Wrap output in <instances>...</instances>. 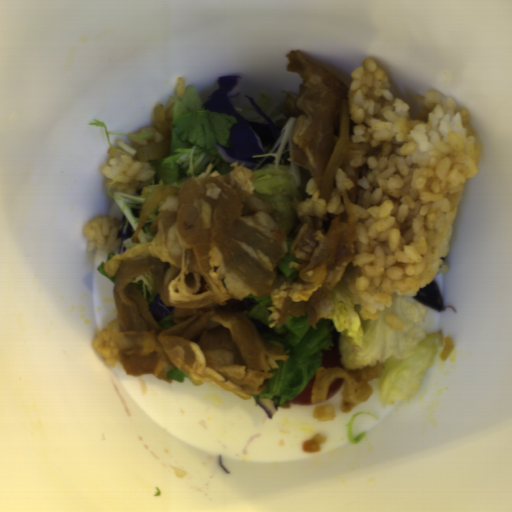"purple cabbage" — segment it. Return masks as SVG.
I'll return each mask as SVG.
<instances>
[{
  "label": "purple cabbage",
  "mask_w": 512,
  "mask_h": 512,
  "mask_svg": "<svg viewBox=\"0 0 512 512\" xmlns=\"http://www.w3.org/2000/svg\"><path fill=\"white\" fill-rule=\"evenodd\" d=\"M217 82L218 89L211 92L202 108L230 115L236 119V122L229 129V146L216 143L215 148L220 158L230 165L237 162L238 165L249 169L274 162V156H253L266 153L265 148H273L281 135L277 125L248 94L245 97L248 98L255 110L268 124L250 121L238 114L232 98L237 97L242 90L243 83L239 75L221 76Z\"/></svg>",
  "instance_id": "c1f60e8f"
},
{
  "label": "purple cabbage",
  "mask_w": 512,
  "mask_h": 512,
  "mask_svg": "<svg viewBox=\"0 0 512 512\" xmlns=\"http://www.w3.org/2000/svg\"><path fill=\"white\" fill-rule=\"evenodd\" d=\"M413 298L428 308L443 312L446 308L436 281L432 279L425 287L412 294Z\"/></svg>",
  "instance_id": "ea28d5fd"
},
{
  "label": "purple cabbage",
  "mask_w": 512,
  "mask_h": 512,
  "mask_svg": "<svg viewBox=\"0 0 512 512\" xmlns=\"http://www.w3.org/2000/svg\"><path fill=\"white\" fill-rule=\"evenodd\" d=\"M147 306L149 308L152 318L155 320L156 323L162 317L173 314V307L163 302L158 291L154 298L152 299V301L149 304H147Z\"/></svg>",
  "instance_id": "f65ffa83"
},
{
  "label": "purple cabbage",
  "mask_w": 512,
  "mask_h": 512,
  "mask_svg": "<svg viewBox=\"0 0 512 512\" xmlns=\"http://www.w3.org/2000/svg\"><path fill=\"white\" fill-rule=\"evenodd\" d=\"M118 224L119 225H118L117 231H118L119 238L121 239V242H122L121 247L119 249H117L118 254H119V253L128 251V249L124 245V241L127 240L128 238H131L133 236L134 231H133L132 224H131L130 220L124 214H123L121 221Z\"/></svg>",
  "instance_id": "39781b68"
},
{
  "label": "purple cabbage",
  "mask_w": 512,
  "mask_h": 512,
  "mask_svg": "<svg viewBox=\"0 0 512 512\" xmlns=\"http://www.w3.org/2000/svg\"><path fill=\"white\" fill-rule=\"evenodd\" d=\"M256 401L258 405L265 411L267 418L272 419L278 410L276 403L270 398L259 396Z\"/></svg>",
  "instance_id": "9ea6ddef"
}]
</instances>
